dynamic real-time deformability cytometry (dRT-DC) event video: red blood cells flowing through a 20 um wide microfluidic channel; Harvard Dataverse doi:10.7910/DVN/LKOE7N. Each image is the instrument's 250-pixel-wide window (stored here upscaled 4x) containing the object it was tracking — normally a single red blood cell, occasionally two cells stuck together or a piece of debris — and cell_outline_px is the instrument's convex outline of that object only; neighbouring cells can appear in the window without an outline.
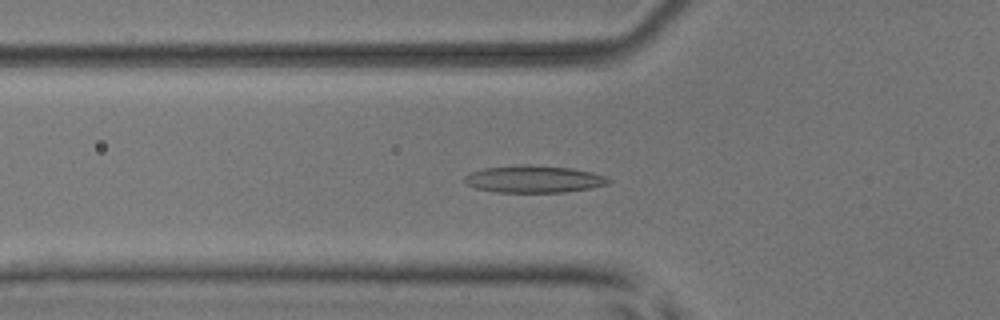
{"species": "common noctule bat (a hibernating species)", "species_latin": "Nyctalus noctula", "temperature_condition": "room temperature", "stored_images_in_passage": 39, "camera_frame_rate_fps": 3000, "um_per_image_px": 0.085, "animal": {"sex": "male", "body_mass_g": 17.9, "forearm_length_mm": 54.2}, "frame": {"image": 1, "passage_image": 5, "time_ms": 1.333, "image_size_px": [1000, 320], "cell_outline_px": [[612, 180], [608, 184], [592, 188], [564, 192], [496, 192], [476, 188], [468, 184], [464, 180], [464, 176], [468, 172], [484, 168], [524, 164], [572, 168], [592, 172], [604, 176]], "centroid_in_image_um": [45.37, 15.22], "position_along_channel_um": 80.4, "area_um2": 22.83}}
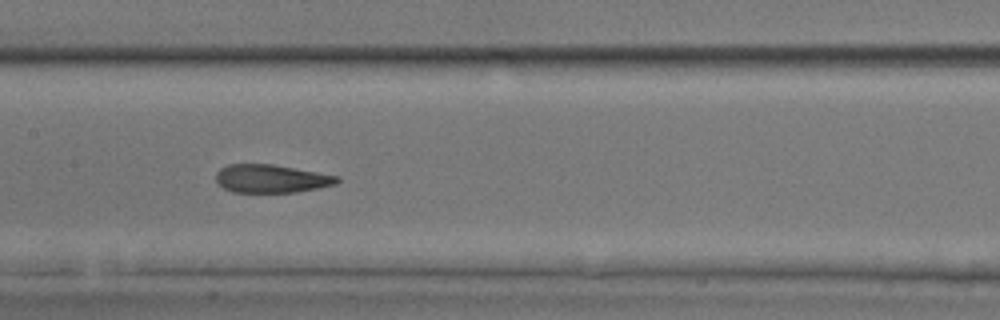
{"frame": {"image": 2, "passage_image": 13, "time_ms": 4.0, "image_size_px": [1000, 320], "cell_outline_px": [[340, 180], [336, 184], [296, 192], [232, 192], [224, 188], [216, 180], [216, 172], [220, 168], [228, 164], [272, 164], [340, 176]], "centroid_in_image_um": [23.05, 15.18], "position_along_channel_um": 184.3, "area_um2": 19.83}}
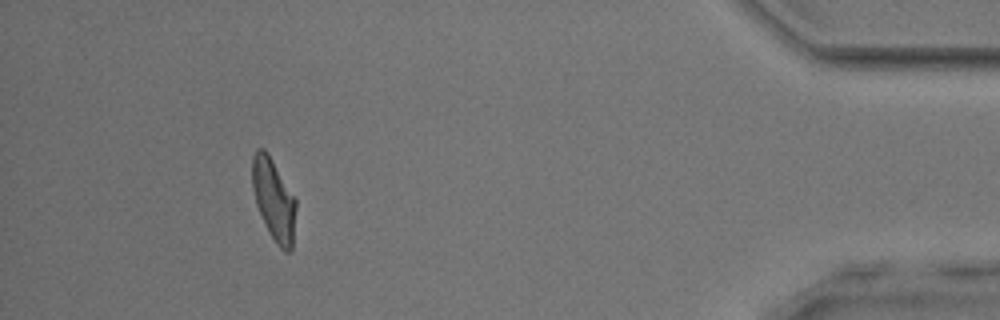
{"frame": {"image": 3, "passage_image": 35, "time_ms": 11.333, "image_size_px": [1000, 320], "cell_outline_px": [[296, 208], [292, 248], [288, 252], [284, 252], [276, 244], [256, 204], [252, 188], [252, 156], [256, 148], [264, 148], [268, 152], [296, 200]], "centroid_in_image_um": [23.26, 16.92], "position_along_channel_um": 411.9, "area_um2": 20.58}, "authors_computed_cell_mechanics": {"area_um2": 21.1548, "velocity_mm_per_s": 3.8893, "shape_relaxation_time_tau1_ms": 5.7361, "shape_relaxation_time_tau2_ms": 1.4913, "deformation_change_tau1": 0.1888, "deformation_change_tau2": 0.0925}}